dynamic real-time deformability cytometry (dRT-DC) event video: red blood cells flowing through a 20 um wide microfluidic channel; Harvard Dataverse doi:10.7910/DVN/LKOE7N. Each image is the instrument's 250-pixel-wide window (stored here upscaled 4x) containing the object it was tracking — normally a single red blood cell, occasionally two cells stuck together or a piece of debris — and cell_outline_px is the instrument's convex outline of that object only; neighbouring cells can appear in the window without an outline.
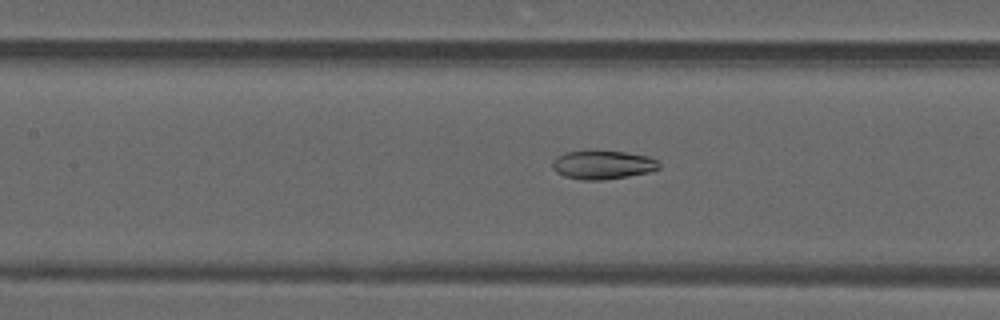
{"species": "common noctule bat (a hibernating species)", "species_latin": "Nyctalus noctula", "temperature_condition": "warm", "stored_images_in_passage": 38, "camera_frame_rate_fps": 3000, "um_per_image_px": 0.085, "animal": {"sex": "male", "forearm_length_mm": 52.5}, "frame": {"image": 1, "passage_image": 11, "time_ms": 3.333, "image_size_px": [1000, 320], "cell_outline_px": [[660, 168], [648, 172], [628, 176], [604, 180], [580, 180], [564, 176], [556, 172], [552, 168], [552, 160], [556, 156], [564, 152], [624, 152], [648, 156], [656, 160], [660, 164]], "centroid_in_image_um": [51.2, 14.03], "position_along_channel_um": 156.2, "area_um2": 17.63}}
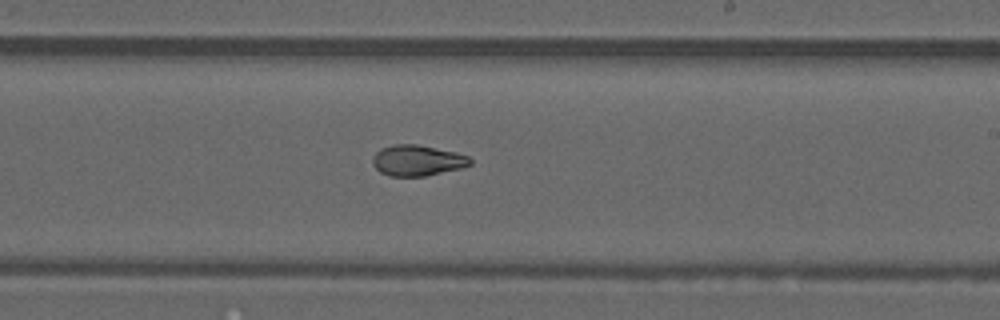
{"frame": {"image": 2, "passage_image": 18, "time_ms": 5.667, "image_size_px": [1000, 320], "cell_outline_px": [[472, 164], [460, 168], [424, 176], [388, 176], [380, 172], [372, 164], [372, 156], [380, 148], [392, 144], [416, 144], [456, 152], [468, 156], [472, 160]], "centroid_in_image_um": [35.44, 13.63], "position_along_channel_um": 253.6, "area_um2": 17.57}}
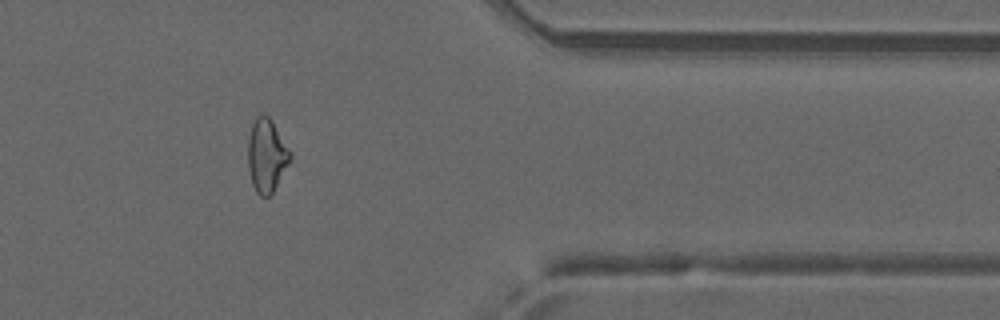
{"frame": {"image": 3, "passage_image": 29, "time_ms": 9.333, "image_size_px": [1000, 320], "cell_outline_px": [[292, 160], [272, 192], [268, 196], [260, 196], [256, 192], [252, 184], [248, 168], [248, 136], [252, 124], [256, 116], [268, 116], [272, 120], [292, 152]], "centroid_in_image_um": [22.68, 13.21], "position_along_channel_um": 388.7, "area_um2": 18.15}, "authors_computed_cell_mechanics": {"area_um2": 18.0336, "velocity_mm_per_s": 4.1904, "shape_relaxation_time_tau1_ms": null, "shape_relaxation_time_tau2_ms": 2.1826, "deformation_change_tau1": null, "deformation_change_tau2": 0.0883}}